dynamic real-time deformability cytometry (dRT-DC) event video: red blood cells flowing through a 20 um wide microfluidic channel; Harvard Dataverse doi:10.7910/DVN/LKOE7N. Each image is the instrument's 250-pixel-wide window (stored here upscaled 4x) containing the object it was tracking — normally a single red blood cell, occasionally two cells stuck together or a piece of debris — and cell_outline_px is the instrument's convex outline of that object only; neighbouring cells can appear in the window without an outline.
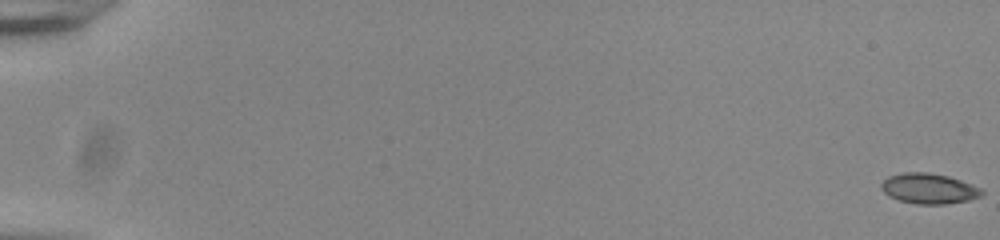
{"species": "common noctule bat (a hibernating species)", "species_latin": "Nyctalus noctula", "temperature_condition": "room temperature", "stored_images_in_passage": 56, "camera_frame_rate_fps": 3000, "um_per_image_px": 0.085, "animal": {"sex": "male", "body_mass_g": 20.0, "forearm_length_mm": 53.3}, "frame": {"image": 1, "passage_image": 1, "time_ms": 0.0, "image_size_px": [1000, 240], "cell_outline_px": [[984, 192], [980, 196], [968, 200], [944, 204], [916, 204], [900, 200], [888, 196], [880, 188], [880, 184], [888, 176], [904, 172], [928, 172], [948, 176], [972, 184], [980, 188]], "centroid_in_image_um": [78.93, 16.02], "position_along_channel_um": 6.1, "area_um2": 17.74}}
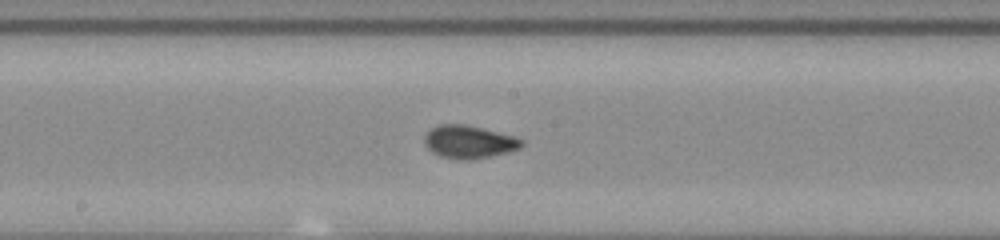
{"frame": {"image": 2, "passage_image": 32, "time_ms": 10.333, "image_size_px": [1000, 240], "cell_outline_px": [[524, 144], [520, 148], [508, 152], [472, 160], [456, 160], [440, 156], [432, 152], [424, 144], [424, 136], [432, 128], [440, 124], [464, 124], [512, 136], [524, 140]], "centroid_in_image_um": [39.84, 12.08], "position_along_channel_um": 208.4, "area_um2": 18.55}}
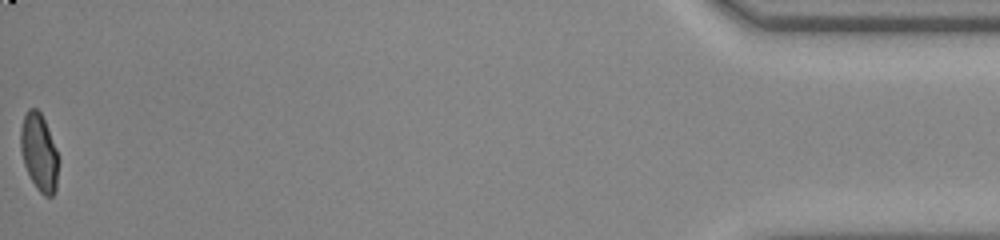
{"frame": {"image": 3, "passage_image": 56, "time_ms": 18.333, "image_size_px": [1000, 240], "cell_outline_px": [[60, 160], [56, 188], [52, 196], [44, 196], [36, 188], [24, 164], [20, 152], [20, 128], [24, 116], [28, 108], [36, 108], [40, 112], [44, 120], [56, 148]], "centroid_in_image_um": [3.33, 12.96], "position_along_channel_um": 431.9, "area_um2": 17.22}, "authors_computed_cell_mechanics": {"area_um2": 17.6001, "velocity_mm_per_s": 3.8723, "shape_relaxation_time_tau1_ms": 4.2085, "shape_relaxation_time_tau2_ms": null, "deformation_change_tau1": 0.1221, "deformation_change_tau2": null}}